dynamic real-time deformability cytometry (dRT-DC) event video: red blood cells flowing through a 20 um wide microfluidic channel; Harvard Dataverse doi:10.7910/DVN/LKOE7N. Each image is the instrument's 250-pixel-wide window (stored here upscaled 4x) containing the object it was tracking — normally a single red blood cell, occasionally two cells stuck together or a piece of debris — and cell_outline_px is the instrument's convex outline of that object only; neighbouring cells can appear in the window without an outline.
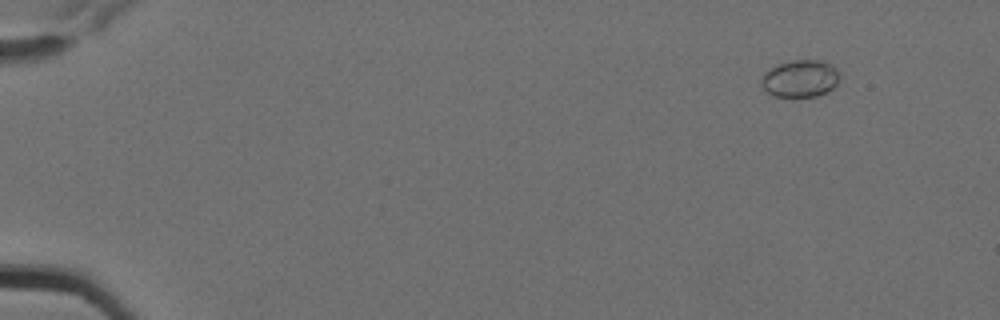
{"species": "Egyptian fruit bat (a non-hibernating species)", "species_latin": "Rousettus aegyptiacus", "temperature_condition": "cold", "stored_images_in_passage": 5, "camera_frame_rate_fps": 3000, "um_per_image_px": 0.085, "animal": {"sex": "female"}, "frame": {"image": 1, "passage_image": 2, "time_ms": 0.333, "image_size_px": [1000, 320], "cell_outline_px": [[840, 76], [836, 84], [828, 92], [816, 96], [772, 96], [760, 84], [760, 80], [764, 72], [776, 64], [792, 60], [820, 60], [832, 64], [840, 72]], "centroid_in_image_um": [68.02, 6.66], "position_along_channel_um": 17.0, "area_um2": 17.17}}